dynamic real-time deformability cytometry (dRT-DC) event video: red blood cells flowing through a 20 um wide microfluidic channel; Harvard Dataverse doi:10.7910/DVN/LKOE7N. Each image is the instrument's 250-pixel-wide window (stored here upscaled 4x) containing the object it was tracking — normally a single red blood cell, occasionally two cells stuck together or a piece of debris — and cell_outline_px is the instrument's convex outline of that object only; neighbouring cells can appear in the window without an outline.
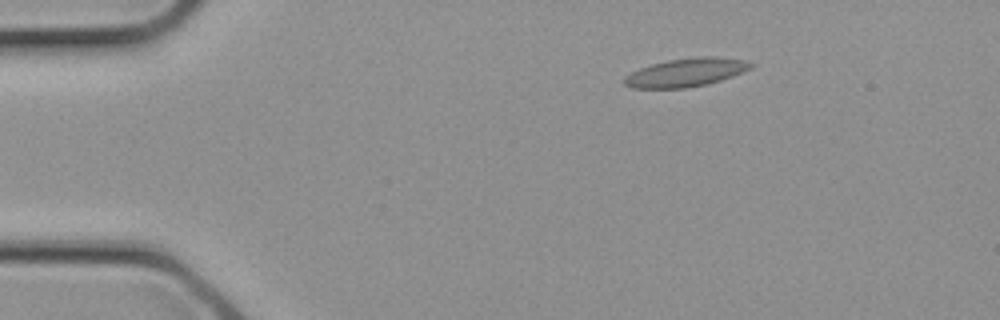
{"species": "common noctule bat (a hibernating species)", "species_latin": "Nyctalus noctula", "temperature_condition": "cold", "stored_images_in_passage": 3, "camera_frame_rate_fps": 3000, "um_per_image_px": 0.085, "animal": {"sex": "female", "body_mass_g": 21.9}, "frame": {"image": 1, "passage_image": 2, "time_ms": 0.333, "image_size_px": [1000, 320], "cell_outline_px": [[756, 64], [752, 68], [732, 76], [708, 84], [688, 88], [632, 88], [624, 84], [624, 76], [640, 68], [652, 64], [668, 60], [696, 56], [712, 56], [744, 60]], "centroid_in_image_um": [58.32, 6.16], "position_along_channel_um": 26.7, "area_um2": 20.98}}
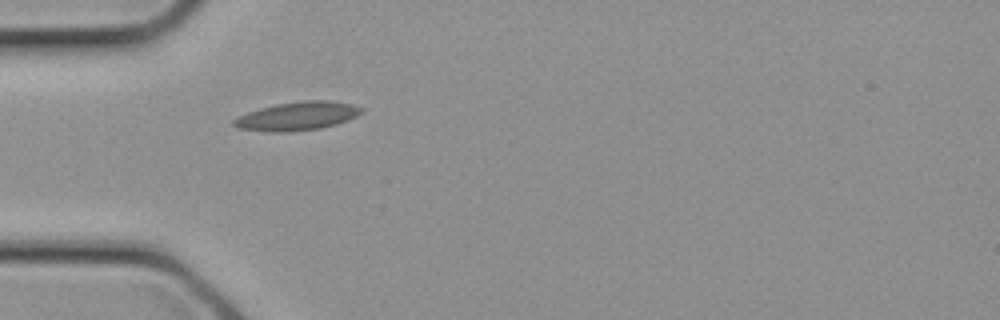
{"frame": {"image": 2, "passage_image": 3, "time_ms": 0.667, "image_size_px": [1000, 320], "cell_outline_px": [[364, 112], [348, 120], [336, 124], [320, 128], [280, 132], [272, 132], [240, 128], [232, 124], [232, 120], [236, 116], [260, 108], [276, 104], [304, 100], [328, 100], [352, 104], [364, 108]], "centroid_in_image_um": [25.29, 9.85], "position_along_channel_um": 59.7, "area_um2": 21.15}}